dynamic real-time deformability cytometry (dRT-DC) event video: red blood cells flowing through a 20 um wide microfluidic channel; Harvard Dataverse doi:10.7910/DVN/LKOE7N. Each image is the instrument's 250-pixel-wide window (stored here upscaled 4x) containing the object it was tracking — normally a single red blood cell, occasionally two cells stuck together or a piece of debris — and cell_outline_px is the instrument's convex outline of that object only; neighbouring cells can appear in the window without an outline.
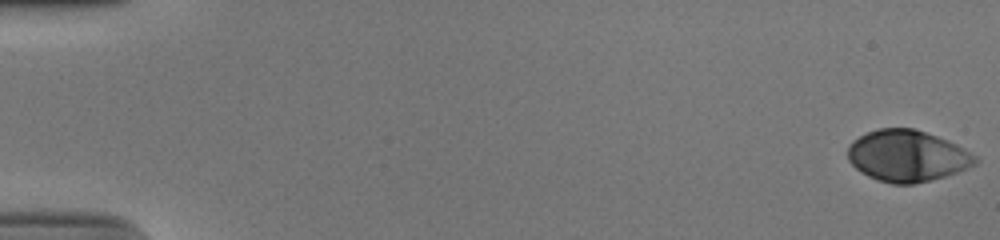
{"species": "human", "species_latin": "Homo sapiens", "temperature_condition": "cold", "stored_images_in_passage": 54, "camera_frame_rate_fps": 3000, "um_per_image_px": 0.085, "donor": {"sex": "male"}, "frame": {"image": 1, "passage_image": 1, "time_ms": 0.0, "image_size_px": [1000, 240], "cell_outline_px": [[980, 160], [976, 164], [956, 172], [944, 176], [912, 184], [892, 184], [876, 180], [860, 172], [848, 160], [848, 144], [852, 140], [876, 128], [912, 128], [948, 140], [964, 148], [976, 156]], "centroid_in_image_um": [77.09, 13.25], "position_along_channel_um": 7.9, "area_um2": 38.15}}
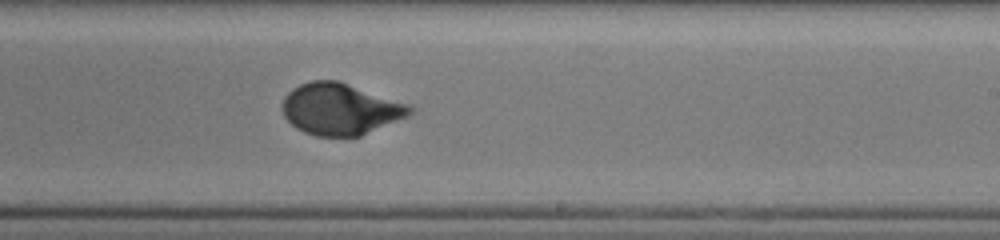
{"frame": {"image": 2, "passage_image": 34, "time_ms": 11.0, "image_size_px": [1000, 240], "cell_outline_px": [[416, 108], [408, 116], [360, 136], [316, 136], [304, 132], [296, 128], [284, 116], [280, 108], [284, 96], [292, 88], [300, 84], [312, 80], [336, 80], [408, 104]], "centroid_in_image_um": [28.89, 9.27], "position_along_channel_um": 260.1, "area_um2": 38.15}}
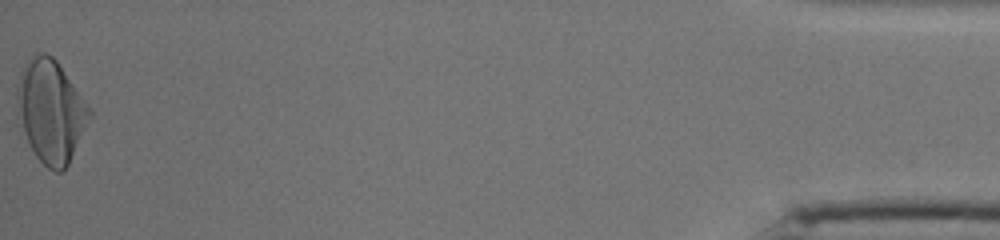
{"frame": {"image": 3, "passage_image": 54, "time_ms": 17.667, "image_size_px": [1000, 240], "cell_outline_px": [[92, 116], [68, 164], [60, 172], [56, 172], [48, 168], [36, 156], [16, 116], [16, 84], [20, 72], [24, 64], [36, 52], [44, 52], [52, 56], [56, 60], [92, 112]], "centroid_in_image_um": [4.28, 9.43], "position_along_channel_um": 430.9, "area_um2": 43.06}, "authors_computed_cell_mechanics": {"area_um2": 38.148, "velocity_mm_per_s": 3.9018, "shape_relaxation_time_tau1_ms": 4.3646, "shape_relaxation_time_tau2_ms": null, "deformation_change_tau1": 0.1961, "deformation_change_tau2": null}}